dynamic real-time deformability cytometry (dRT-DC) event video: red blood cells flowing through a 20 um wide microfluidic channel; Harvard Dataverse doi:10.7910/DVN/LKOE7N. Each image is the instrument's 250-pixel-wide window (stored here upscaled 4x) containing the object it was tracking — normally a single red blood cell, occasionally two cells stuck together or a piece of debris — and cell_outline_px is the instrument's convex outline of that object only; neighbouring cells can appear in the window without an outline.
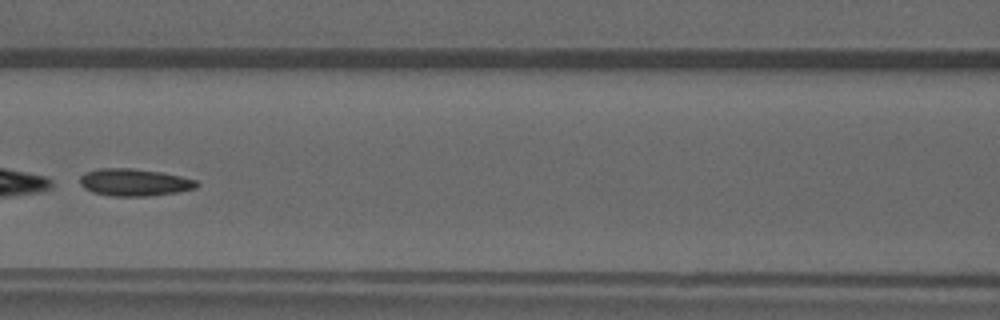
{"species": "common noctule bat (a hibernating species)", "species_latin": "Nyctalus noctula", "temperature_condition": "warm", "stored_images_in_passage": 4, "camera_frame_rate_fps": 3000, "um_per_image_px": 0.085, "animal": {"sex": "male", "forearm_length_mm": 52.5}, "frame": {"image": 1, "passage_image": 4, "time_ms": 3.667, "image_size_px": [1000, 320], "cell_outline_px": [[200, 184], [196, 188], [176, 192], [148, 196], [112, 196], [92, 192], [84, 188], [80, 184], [80, 176], [84, 172], [100, 168], [132, 168], [160, 172], [180, 176], [196, 180]], "centroid_in_image_um": [11.39, 15.49], "position_along_channel_um": 155.2, "area_um2": 18.55}}